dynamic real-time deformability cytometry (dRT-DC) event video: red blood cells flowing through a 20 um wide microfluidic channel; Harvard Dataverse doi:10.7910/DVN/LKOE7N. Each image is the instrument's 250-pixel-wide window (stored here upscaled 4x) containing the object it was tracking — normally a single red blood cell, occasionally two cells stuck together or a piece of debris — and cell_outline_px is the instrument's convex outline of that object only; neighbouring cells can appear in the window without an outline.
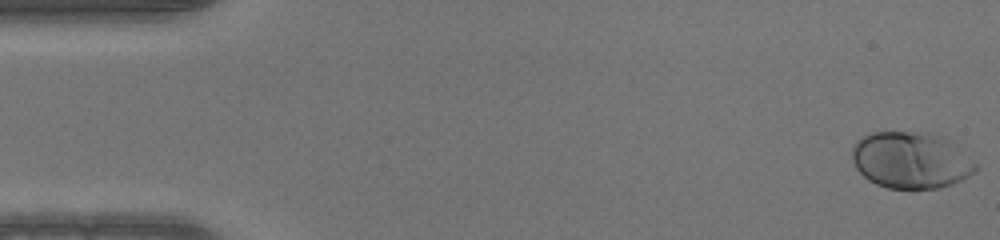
{"species": "human", "species_latin": "Homo sapiens", "temperature_condition": "warm", "stored_images_in_passage": 50, "camera_frame_rate_fps": 3000, "um_per_image_px": 0.085, "donor": {"sex": "male"}, "frame": {"image": 1, "passage_image": 1, "time_ms": 0.0, "image_size_px": [1000, 240], "cell_outline_px": [[980, 168], [976, 172], [952, 184], [940, 188], [888, 188], [876, 184], [868, 180], [856, 168], [852, 160], [852, 148], [856, 140], [860, 136], [872, 132], [928, 132], [948, 136]], "centroid_in_image_um": [77.44, 13.59], "position_along_channel_um": 7.6, "area_um2": 41.33}}
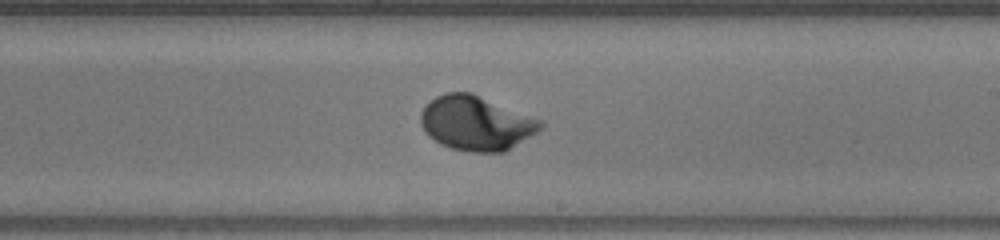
{"frame": {"image": 2, "passage_image": 29, "time_ms": 9.333, "image_size_px": [1000, 240], "cell_outline_px": [[544, 124], [536, 132], [504, 152], [468, 152], [452, 148], [440, 144], [428, 136], [424, 132], [420, 124], [420, 112], [436, 96], [444, 92], [472, 92], [544, 120]], "centroid_in_image_um": [40.46, 10.46], "position_along_channel_um": 248.5, "area_um2": 38.26}}
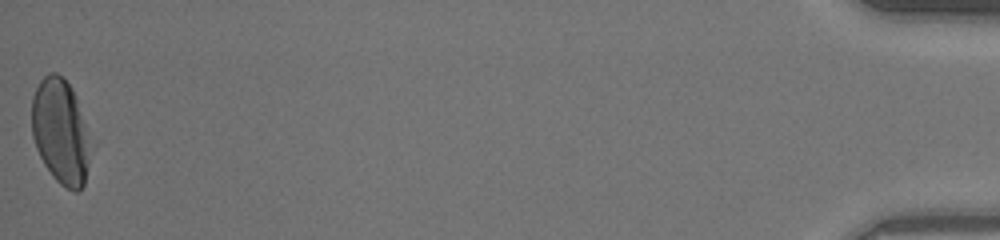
{"frame": {"image": 3, "passage_image": 50, "time_ms": 16.333, "image_size_px": [1000, 240], "cell_outline_px": [[96, 144], [84, 184], [76, 192], [60, 184], [52, 176], [44, 164], [36, 148], [32, 136], [32, 96], [40, 80], [48, 72], [56, 72], [72, 88], [76, 96]], "centroid_in_image_um": [5.23, 11.21], "position_along_channel_um": 430.0, "area_um2": 37.28}}